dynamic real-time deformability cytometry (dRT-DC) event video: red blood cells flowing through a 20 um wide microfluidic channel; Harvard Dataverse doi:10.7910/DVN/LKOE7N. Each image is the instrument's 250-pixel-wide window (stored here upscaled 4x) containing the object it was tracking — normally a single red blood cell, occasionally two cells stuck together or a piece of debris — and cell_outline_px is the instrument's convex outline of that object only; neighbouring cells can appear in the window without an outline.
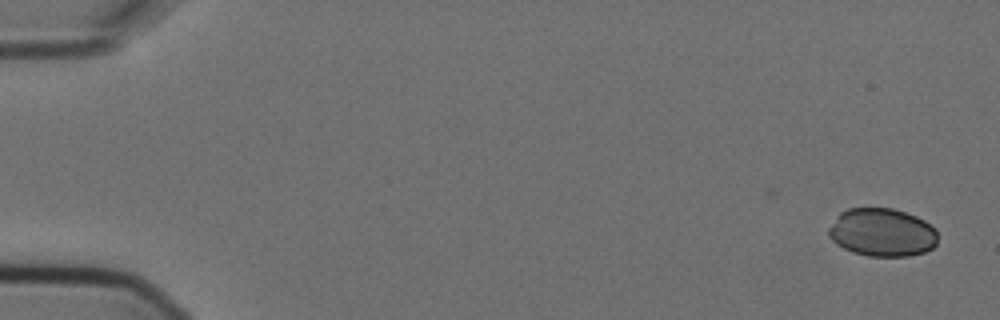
{"species": "Egyptian fruit bat (a non-hibernating species)", "species_latin": "Rousettus aegyptiacus", "temperature_condition": "cold", "stored_images_in_passage": 4, "camera_frame_rate_fps": 3000, "um_per_image_px": 0.085, "animal": {"sex": "female"}, "frame": {"image": 1, "passage_image": 1, "time_ms": 0.0, "image_size_px": [1000, 320], "cell_outline_px": [[936, 244], [932, 248], [924, 252], [908, 256], [868, 256], [852, 252], [836, 244], [828, 236], [828, 228], [836, 216], [840, 212], [848, 208], [892, 208], [916, 216], [924, 220], [936, 228]], "centroid_in_image_um": [74.96, 19.75], "position_along_channel_um": 10.0, "area_um2": 30.75}}